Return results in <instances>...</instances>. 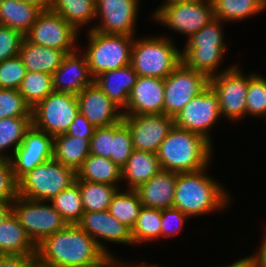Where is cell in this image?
Returning a JSON list of instances; mask_svg holds the SVG:
<instances>
[{
    "label": "cell",
    "mask_w": 266,
    "mask_h": 267,
    "mask_svg": "<svg viewBox=\"0 0 266 267\" xmlns=\"http://www.w3.org/2000/svg\"><path fill=\"white\" fill-rule=\"evenodd\" d=\"M40 267H96L109 257L77 224L66 225L37 245Z\"/></svg>",
    "instance_id": "1"
},
{
    "label": "cell",
    "mask_w": 266,
    "mask_h": 267,
    "mask_svg": "<svg viewBox=\"0 0 266 267\" xmlns=\"http://www.w3.org/2000/svg\"><path fill=\"white\" fill-rule=\"evenodd\" d=\"M208 168L197 172L177 173L173 207L189 218L230 206V193L213 176L207 175Z\"/></svg>",
    "instance_id": "2"
},
{
    "label": "cell",
    "mask_w": 266,
    "mask_h": 267,
    "mask_svg": "<svg viewBox=\"0 0 266 267\" xmlns=\"http://www.w3.org/2000/svg\"><path fill=\"white\" fill-rule=\"evenodd\" d=\"M212 143L194 132L174 125L160 144L161 168L174 173L197 172L210 166Z\"/></svg>",
    "instance_id": "3"
},
{
    "label": "cell",
    "mask_w": 266,
    "mask_h": 267,
    "mask_svg": "<svg viewBox=\"0 0 266 267\" xmlns=\"http://www.w3.org/2000/svg\"><path fill=\"white\" fill-rule=\"evenodd\" d=\"M214 18L198 32L192 34L182 50V62L190 69L206 74L209 78L223 73L234 66L218 71L222 58L227 52L224 42L223 24Z\"/></svg>",
    "instance_id": "4"
},
{
    "label": "cell",
    "mask_w": 266,
    "mask_h": 267,
    "mask_svg": "<svg viewBox=\"0 0 266 267\" xmlns=\"http://www.w3.org/2000/svg\"><path fill=\"white\" fill-rule=\"evenodd\" d=\"M174 39L152 36L134 39L131 65L138 76L165 79L182 62V51Z\"/></svg>",
    "instance_id": "5"
},
{
    "label": "cell",
    "mask_w": 266,
    "mask_h": 267,
    "mask_svg": "<svg viewBox=\"0 0 266 267\" xmlns=\"http://www.w3.org/2000/svg\"><path fill=\"white\" fill-rule=\"evenodd\" d=\"M77 173L50 159L24 174L18 182V196L35 201L49 202L64 189L75 183Z\"/></svg>",
    "instance_id": "6"
},
{
    "label": "cell",
    "mask_w": 266,
    "mask_h": 267,
    "mask_svg": "<svg viewBox=\"0 0 266 267\" xmlns=\"http://www.w3.org/2000/svg\"><path fill=\"white\" fill-rule=\"evenodd\" d=\"M88 46L84 51L90 72L95 78L102 72L113 71L131 64L134 36L103 34L87 31Z\"/></svg>",
    "instance_id": "7"
},
{
    "label": "cell",
    "mask_w": 266,
    "mask_h": 267,
    "mask_svg": "<svg viewBox=\"0 0 266 267\" xmlns=\"http://www.w3.org/2000/svg\"><path fill=\"white\" fill-rule=\"evenodd\" d=\"M12 212L36 246L67 225L52 204L46 201L17 196L12 202Z\"/></svg>",
    "instance_id": "8"
},
{
    "label": "cell",
    "mask_w": 266,
    "mask_h": 267,
    "mask_svg": "<svg viewBox=\"0 0 266 267\" xmlns=\"http://www.w3.org/2000/svg\"><path fill=\"white\" fill-rule=\"evenodd\" d=\"M32 125L55 137L68 131L79 114L77 95L53 91L32 109Z\"/></svg>",
    "instance_id": "9"
},
{
    "label": "cell",
    "mask_w": 266,
    "mask_h": 267,
    "mask_svg": "<svg viewBox=\"0 0 266 267\" xmlns=\"http://www.w3.org/2000/svg\"><path fill=\"white\" fill-rule=\"evenodd\" d=\"M211 0H191L162 6L152 19L189 38L214 19Z\"/></svg>",
    "instance_id": "10"
},
{
    "label": "cell",
    "mask_w": 266,
    "mask_h": 267,
    "mask_svg": "<svg viewBox=\"0 0 266 267\" xmlns=\"http://www.w3.org/2000/svg\"><path fill=\"white\" fill-rule=\"evenodd\" d=\"M210 85V78L181 62L164 79V114L175 117Z\"/></svg>",
    "instance_id": "11"
},
{
    "label": "cell",
    "mask_w": 266,
    "mask_h": 267,
    "mask_svg": "<svg viewBox=\"0 0 266 267\" xmlns=\"http://www.w3.org/2000/svg\"><path fill=\"white\" fill-rule=\"evenodd\" d=\"M79 33L59 14L48 9L38 15L25 38L35 45L54 48L67 54L77 50L75 43L79 39Z\"/></svg>",
    "instance_id": "12"
},
{
    "label": "cell",
    "mask_w": 266,
    "mask_h": 267,
    "mask_svg": "<svg viewBox=\"0 0 266 267\" xmlns=\"http://www.w3.org/2000/svg\"><path fill=\"white\" fill-rule=\"evenodd\" d=\"M221 117L219 96L209 85L174 117V125L202 135L213 144L209 132Z\"/></svg>",
    "instance_id": "13"
},
{
    "label": "cell",
    "mask_w": 266,
    "mask_h": 267,
    "mask_svg": "<svg viewBox=\"0 0 266 267\" xmlns=\"http://www.w3.org/2000/svg\"><path fill=\"white\" fill-rule=\"evenodd\" d=\"M241 71L235 64L229 70L210 77V86L219 96L221 116L235 123L246 116L249 75Z\"/></svg>",
    "instance_id": "14"
},
{
    "label": "cell",
    "mask_w": 266,
    "mask_h": 267,
    "mask_svg": "<svg viewBox=\"0 0 266 267\" xmlns=\"http://www.w3.org/2000/svg\"><path fill=\"white\" fill-rule=\"evenodd\" d=\"M139 0H95L96 19L89 30L93 29L103 34L134 36L137 16L139 15Z\"/></svg>",
    "instance_id": "15"
},
{
    "label": "cell",
    "mask_w": 266,
    "mask_h": 267,
    "mask_svg": "<svg viewBox=\"0 0 266 267\" xmlns=\"http://www.w3.org/2000/svg\"><path fill=\"white\" fill-rule=\"evenodd\" d=\"M135 150L157 153L160 144L174 126V117L166 114L123 115Z\"/></svg>",
    "instance_id": "16"
},
{
    "label": "cell",
    "mask_w": 266,
    "mask_h": 267,
    "mask_svg": "<svg viewBox=\"0 0 266 267\" xmlns=\"http://www.w3.org/2000/svg\"><path fill=\"white\" fill-rule=\"evenodd\" d=\"M53 140V136L33 125L27 130L20 146L9 159L17 181L36 166L53 158Z\"/></svg>",
    "instance_id": "17"
},
{
    "label": "cell",
    "mask_w": 266,
    "mask_h": 267,
    "mask_svg": "<svg viewBox=\"0 0 266 267\" xmlns=\"http://www.w3.org/2000/svg\"><path fill=\"white\" fill-rule=\"evenodd\" d=\"M77 225L108 255L114 256L105 242L133 245L131 230L116 219L108 210L84 212ZM105 241V242H103Z\"/></svg>",
    "instance_id": "18"
},
{
    "label": "cell",
    "mask_w": 266,
    "mask_h": 267,
    "mask_svg": "<svg viewBox=\"0 0 266 267\" xmlns=\"http://www.w3.org/2000/svg\"><path fill=\"white\" fill-rule=\"evenodd\" d=\"M79 113L95 128L122 121L123 111L95 83L86 86L78 95Z\"/></svg>",
    "instance_id": "19"
},
{
    "label": "cell",
    "mask_w": 266,
    "mask_h": 267,
    "mask_svg": "<svg viewBox=\"0 0 266 267\" xmlns=\"http://www.w3.org/2000/svg\"><path fill=\"white\" fill-rule=\"evenodd\" d=\"M55 92L78 95L86 86L94 83L84 53L79 49L67 53L60 66L52 74Z\"/></svg>",
    "instance_id": "20"
},
{
    "label": "cell",
    "mask_w": 266,
    "mask_h": 267,
    "mask_svg": "<svg viewBox=\"0 0 266 267\" xmlns=\"http://www.w3.org/2000/svg\"><path fill=\"white\" fill-rule=\"evenodd\" d=\"M164 113V79L138 76L123 115Z\"/></svg>",
    "instance_id": "21"
},
{
    "label": "cell",
    "mask_w": 266,
    "mask_h": 267,
    "mask_svg": "<svg viewBox=\"0 0 266 267\" xmlns=\"http://www.w3.org/2000/svg\"><path fill=\"white\" fill-rule=\"evenodd\" d=\"M137 77V73L129 64L113 71L102 72L94 78V83L116 106L124 111Z\"/></svg>",
    "instance_id": "22"
},
{
    "label": "cell",
    "mask_w": 266,
    "mask_h": 267,
    "mask_svg": "<svg viewBox=\"0 0 266 267\" xmlns=\"http://www.w3.org/2000/svg\"><path fill=\"white\" fill-rule=\"evenodd\" d=\"M177 173L161 169L149 181L140 185L136 192L142 206L166 209L173 207Z\"/></svg>",
    "instance_id": "23"
},
{
    "label": "cell",
    "mask_w": 266,
    "mask_h": 267,
    "mask_svg": "<svg viewBox=\"0 0 266 267\" xmlns=\"http://www.w3.org/2000/svg\"><path fill=\"white\" fill-rule=\"evenodd\" d=\"M161 169L157 153L134 149L125 166L121 169V180L126 181L127 189L136 190Z\"/></svg>",
    "instance_id": "24"
},
{
    "label": "cell",
    "mask_w": 266,
    "mask_h": 267,
    "mask_svg": "<svg viewBox=\"0 0 266 267\" xmlns=\"http://www.w3.org/2000/svg\"><path fill=\"white\" fill-rule=\"evenodd\" d=\"M0 255L37 256V246L13 212L0 225Z\"/></svg>",
    "instance_id": "25"
},
{
    "label": "cell",
    "mask_w": 266,
    "mask_h": 267,
    "mask_svg": "<svg viewBox=\"0 0 266 267\" xmlns=\"http://www.w3.org/2000/svg\"><path fill=\"white\" fill-rule=\"evenodd\" d=\"M66 53L61 50L35 45L24 38L19 56L27 71L53 74L62 63Z\"/></svg>",
    "instance_id": "26"
},
{
    "label": "cell",
    "mask_w": 266,
    "mask_h": 267,
    "mask_svg": "<svg viewBox=\"0 0 266 267\" xmlns=\"http://www.w3.org/2000/svg\"><path fill=\"white\" fill-rule=\"evenodd\" d=\"M43 10L23 0H3L0 5V25L22 33H28Z\"/></svg>",
    "instance_id": "27"
},
{
    "label": "cell",
    "mask_w": 266,
    "mask_h": 267,
    "mask_svg": "<svg viewBox=\"0 0 266 267\" xmlns=\"http://www.w3.org/2000/svg\"><path fill=\"white\" fill-rule=\"evenodd\" d=\"M90 155V139L66 133L54 137L53 159L77 172Z\"/></svg>",
    "instance_id": "28"
},
{
    "label": "cell",
    "mask_w": 266,
    "mask_h": 267,
    "mask_svg": "<svg viewBox=\"0 0 266 267\" xmlns=\"http://www.w3.org/2000/svg\"><path fill=\"white\" fill-rule=\"evenodd\" d=\"M77 178L82 181L102 184L119 185L121 180V168L109 158L90 154L76 172Z\"/></svg>",
    "instance_id": "29"
},
{
    "label": "cell",
    "mask_w": 266,
    "mask_h": 267,
    "mask_svg": "<svg viewBox=\"0 0 266 267\" xmlns=\"http://www.w3.org/2000/svg\"><path fill=\"white\" fill-rule=\"evenodd\" d=\"M50 9L78 31L96 20L95 0H53Z\"/></svg>",
    "instance_id": "30"
},
{
    "label": "cell",
    "mask_w": 266,
    "mask_h": 267,
    "mask_svg": "<svg viewBox=\"0 0 266 267\" xmlns=\"http://www.w3.org/2000/svg\"><path fill=\"white\" fill-rule=\"evenodd\" d=\"M214 17L222 22H237L266 10L262 0H211Z\"/></svg>",
    "instance_id": "31"
},
{
    "label": "cell",
    "mask_w": 266,
    "mask_h": 267,
    "mask_svg": "<svg viewBox=\"0 0 266 267\" xmlns=\"http://www.w3.org/2000/svg\"><path fill=\"white\" fill-rule=\"evenodd\" d=\"M79 185L84 212L106 211L119 185L82 181L76 177Z\"/></svg>",
    "instance_id": "32"
},
{
    "label": "cell",
    "mask_w": 266,
    "mask_h": 267,
    "mask_svg": "<svg viewBox=\"0 0 266 267\" xmlns=\"http://www.w3.org/2000/svg\"><path fill=\"white\" fill-rule=\"evenodd\" d=\"M31 126L32 117H10L0 120V158L10 159L13 156ZM8 148H13L12 152H9ZM6 149L7 154L4 153Z\"/></svg>",
    "instance_id": "33"
},
{
    "label": "cell",
    "mask_w": 266,
    "mask_h": 267,
    "mask_svg": "<svg viewBox=\"0 0 266 267\" xmlns=\"http://www.w3.org/2000/svg\"><path fill=\"white\" fill-rule=\"evenodd\" d=\"M120 189L114 194L108 211L130 230L133 229L139 216L142 203L136 190Z\"/></svg>",
    "instance_id": "34"
},
{
    "label": "cell",
    "mask_w": 266,
    "mask_h": 267,
    "mask_svg": "<svg viewBox=\"0 0 266 267\" xmlns=\"http://www.w3.org/2000/svg\"><path fill=\"white\" fill-rule=\"evenodd\" d=\"M131 236L133 245L161 238V209L142 206Z\"/></svg>",
    "instance_id": "35"
},
{
    "label": "cell",
    "mask_w": 266,
    "mask_h": 267,
    "mask_svg": "<svg viewBox=\"0 0 266 267\" xmlns=\"http://www.w3.org/2000/svg\"><path fill=\"white\" fill-rule=\"evenodd\" d=\"M62 219L69 224H77L84 214L79 185L75 182L49 201Z\"/></svg>",
    "instance_id": "36"
},
{
    "label": "cell",
    "mask_w": 266,
    "mask_h": 267,
    "mask_svg": "<svg viewBox=\"0 0 266 267\" xmlns=\"http://www.w3.org/2000/svg\"><path fill=\"white\" fill-rule=\"evenodd\" d=\"M18 91L32 109L54 91L52 75L44 72L27 71Z\"/></svg>",
    "instance_id": "37"
},
{
    "label": "cell",
    "mask_w": 266,
    "mask_h": 267,
    "mask_svg": "<svg viewBox=\"0 0 266 267\" xmlns=\"http://www.w3.org/2000/svg\"><path fill=\"white\" fill-rule=\"evenodd\" d=\"M246 116L266 118V78L255 73L249 74L246 95Z\"/></svg>",
    "instance_id": "38"
},
{
    "label": "cell",
    "mask_w": 266,
    "mask_h": 267,
    "mask_svg": "<svg viewBox=\"0 0 266 267\" xmlns=\"http://www.w3.org/2000/svg\"><path fill=\"white\" fill-rule=\"evenodd\" d=\"M133 150L132 135L128 126L123 121L114 124L110 160L122 169Z\"/></svg>",
    "instance_id": "39"
},
{
    "label": "cell",
    "mask_w": 266,
    "mask_h": 267,
    "mask_svg": "<svg viewBox=\"0 0 266 267\" xmlns=\"http://www.w3.org/2000/svg\"><path fill=\"white\" fill-rule=\"evenodd\" d=\"M10 117H32L31 107L18 90L0 88V120Z\"/></svg>",
    "instance_id": "40"
},
{
    "label": "cell",
    "mask_w": 266,
    "mask_h": 267,
    "mask_svg": "<svg viewBox=\"0 0 266 267\" xmlns=\"http://www.w3.org/2000/svg\"><path fill=\"white\" fill-rule=\"evenodd\" d=\"M26 72L19 55L0 62V88L18 90Z\"/></svg>",
    "instance_id": "41"
},
{
    "label": "cell",
    "mask_w": 266,
    "mask_h": 267,
    "mask_svg": "<svg viewBox=\"0 0 266 267\" xmlns=\"http://www.w3.org/2000/svg\"><path fill=\"white\" fill-rule=\"evenodd\" d=\"M18 196V182L14 177L12 163L0 158V203H12Z\"/></svg>",
    "instance_id": "42"
},
{
    "label": "cell",
    "mask_w": 266,
    "mask_h": 267,
    "mask_svg": "<svg viewBox=\"0 0 266 267\" xmlns=\"http://www.w3.org/2000/svg\"><path fill=\"white\" fill-rule=\"evenodd\" d=\"M24 38L22 33L0 25V62L18 56Z\"/></svg>",
    "instance_id": "43"
},
{
    "label": "cell",
    "mask_w": 266,
    "mask_h": 267,
    "mask_svg": "<svg viewBox=\"0 0 266 267\" xmlns=\"http://www.w3.org/2000/svg\"><path fill=\"white\" fill-rule=\"evenodd\" d=\"M113 139L114 124L106 127H96L90 139V154L110 159Z\"/></svg>",
    "instance_id": "44"
},
{
    "label": "cell",
    "mask_w": 266,
    "mask_h": 267,
    "mask_svg": "<svg viewBox=\"0 0 266 267\" xmlns=\"http://www.w3.org/2000/svg\"><path fill=\"white\" fill-rule=\"evenodd\" d=\"M189 216L174 207L161 210V238L178 235Z\"/></svg>",
    "instance_id": "45"
},
{
    "label": "cell",
    "mask_w": 266,
    "mask_h": 267,
    "mask_svg": "<svg viewBox=\"0 0 266 267\" xmlns=\"http://www.w3.org/2000/svg\"><path fill=\"white\" fill-rule=\"evenodd\" d=\"M94 130L95 127L82 114L79 113L75 117L73 123L70 125L66 134L74 137L91 139Z\"/></svg>",
    "instance_id": "46"
},
{
    "label": "cell",
    "mask_w": 266,
    "mask_h": 267,
    "mask_svg": "<svg viewBox=\"0 0 266 267\" xmlns=\"http://www.w3.org/2000/svg\"><path fill=\"white\" fill-rule=\"evenodd\" d=\"M37 257L27 255H0V267H36Z\"/></svg>",
    "instance_id": "47"
},
{
    "label": "cell",
    "mask_w": 266,
    "mask_h": 267,
    "mask_svg": "<svg viewBox=\"0 0 266 267\" xmlns=\"http://www.w3.org/2000/svg\"><path fill=\"white\" fill-rule=\"evenodd\" d=\"M266 228L264 227L263 242L260 243V248L256 254H252L250 257L254 260L257 267H266Z\"/></svg>",
    "instance_id": "48"
},
{
    "label": "cell",
    "mask_w": 266,
    "mask_h": 267,
    "mask_svg": "<svg viewBox=\"0 0 266 267\" xmlns=\"http://www.w3.org/2000/svg\"><path fill=\"white\" fill-rule=\"evenodd\" d=\"M119 260L120 259L115 258L114 256H109L100 265L96 267H134V265H129L128 263H124V261L121 262Z\"/></svg>",
    "instance_id": "49"
},
{
    "label": "cell",
    "mask_w": 266,
    "mask_h": 267,
    "mask_svg": "<svg viewBox=\"0 0 266 267\" xmlns=\"http://www.w3.org/2000/svg\"><path fill=\"white\" fill-rule=\"evenodd\" d=\"M224 267H257L254 260L250 257L240 258L239 260L233 262L231 265L224 266Z\"/></svg>",
    "instance_id": "50"
},
{
    "label": "cell",
    "mask_w": 266,
    "mask_h": 267,
    "mask_svg": "<svg viewBox=\"0 0 266 267\" xmlns=\"http://www.w3.org/2000/svg\"><path fill=\"white\" fill-rule=\"evenodd\" d=\"M12 213V203H0V225Z\"/></svg>",
    "instance_id": "51"
},
{
    "label": "cell",
    "mask_w": 266,
    "mask_h": 267,
    "mask_svg": "<svg viewBox=\"0 0 266 267\" xmlns=\"http://www.w3.org/2000/svg\"><path fill=\"white\" fill-rule=\"evenodd\" d=\"M28 3H32L40 7L42 10H48L51 8L53 0H23Z\"/></svg>",
    "instance_id": "52"
},
{
    "label": "cell",
    "mask_w": 266,
    "mask_h": 267,
    "mask_svg": "<svg viewBox=\"0 0 266 267\" xmlns=\"http://www.w3.org/2000/svg\"><path fill=\"white\" fill-rule=\"evenodd\" d=\"M185 1H191V0H165V2L163 1V4H161V6H158L157 9H155V12H153L152 16L162 7V6H167L170 5L172 3H178V2H185Z\"/></svg>",
    "instance_id": "53"
},
{
    "label": "cell",
    "mask_w": 266,
    "mask_h": 267,
    "mask_svg": "<svg viewBox=\"0 0 266 267\" xmlns=\"http://www.w3.org/2000/svg\"><path fill=\"white\" fill-rule=\"evenodd\" d=\"M134 267H157V266H151V265H148L146 263H142L140 262L139 265H137L136 263L134 264Z\"/></svg>",
    "instance_id": "54"
}]
</instances>
